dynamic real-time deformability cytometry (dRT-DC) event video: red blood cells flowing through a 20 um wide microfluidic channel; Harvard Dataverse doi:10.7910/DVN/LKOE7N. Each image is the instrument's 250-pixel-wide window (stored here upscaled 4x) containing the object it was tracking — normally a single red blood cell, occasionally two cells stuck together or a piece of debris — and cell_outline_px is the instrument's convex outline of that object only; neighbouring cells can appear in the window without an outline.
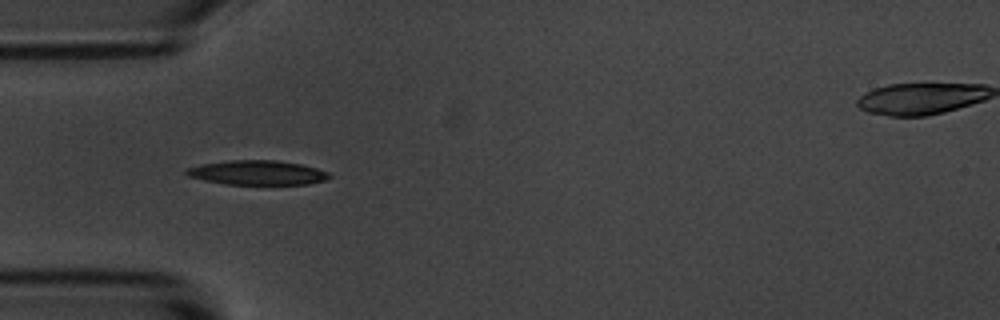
{"species": "common noctule bat (a hibernating species)", "species_latin": "Nyctalus noctula", "temperature_condition": "room temperature", "stored_images_in_passage": 5, "camera_frame_rate_fps": 3000, "um_per_image_px": 0.085, "animal": {"sex": "male", "body_mass_g": 20.1, "forearm_length_mm": 53.5}, "frame": {"image": 1, "passage_image": 4, "time_ms": 4.333, "image_size_px": [1000, 320], "cell_outline_px": [[332, 176], [324, 180], [308, 184], [224, 184], [204, 180], [188, 176], [184, 172], [188, 168], [200, 164], [228, 160], [276, 160], [300, 164], [316, 168], [328, 172]], "centroid_in_image_um": [21.85, 14.67], "position_along_channel_um": 63.1, "area_um2": 20.29}}